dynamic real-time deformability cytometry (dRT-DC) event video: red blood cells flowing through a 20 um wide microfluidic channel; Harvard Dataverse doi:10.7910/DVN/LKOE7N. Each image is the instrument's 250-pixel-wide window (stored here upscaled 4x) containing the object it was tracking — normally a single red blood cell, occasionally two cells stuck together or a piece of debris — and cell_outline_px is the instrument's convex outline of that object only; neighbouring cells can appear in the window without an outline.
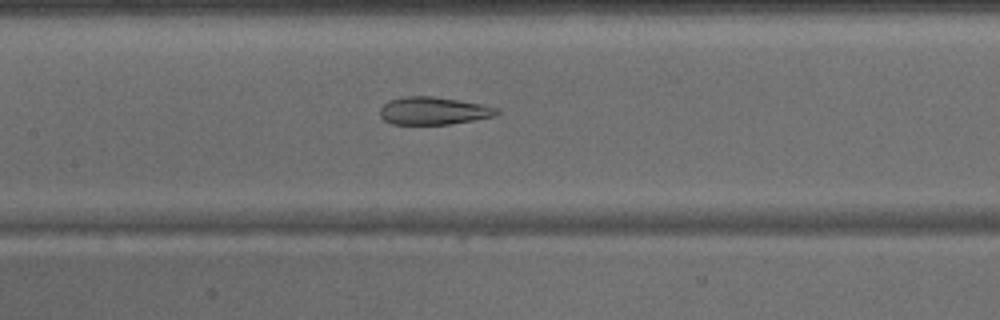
{"species": "common noctule bat (a hibernating species)", "species_latin": "Nyctalus noctula", "temperature_condition": "warm", "stored_images_in_passage": 45, "camera_frame_rate_fps": 3000, "um_per_image_px": 0.085, "animal": {"sex": "male", "body_mass_g": 15.6}, "frame": {"image": 1, "passage_image": 21, "time_ms": 6.667, "image_size_px": [1000, 320], "cell_outline_px": [[500, 112], [492, 116], [472, 120], [448, 124], [392, 124], [384, 120], [380, 116], [380, 108], [388, 100], [404, 96], [432, 96], [480, 104], [500, 108]], "centroid_in_image_um": [36.8, 9.41], "position_along_channel_um": 170.6, "area_um2": 18.67}}
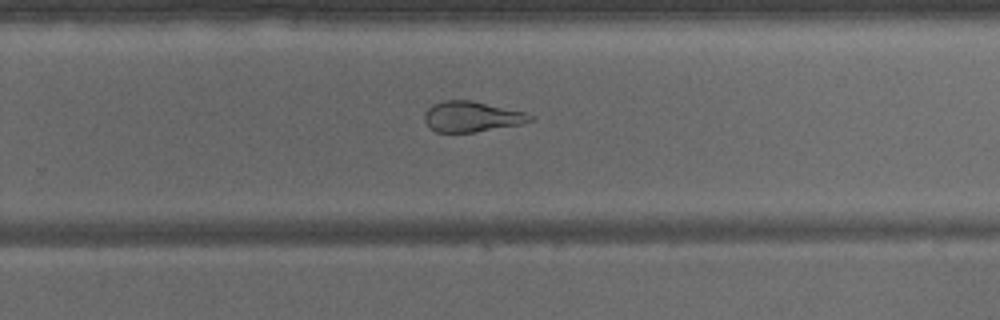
{"frame": {"image": 2, "passage_image": 29, "time_ms": 9.333, "image_size_px": [1000, 320], "cell_outline_px": [[536, 120], [520, 124], [472, 132], [436, 132], [428, 128], [424, 120], [424, 116], [428, 108], [432, 104], [440, 100], [472, 100], [524, 112], [536, 116]], "centroid_in_image_um": [40.08, 9.9], "position_along_channel_um": 289.7, "area_um2": 18.9}}
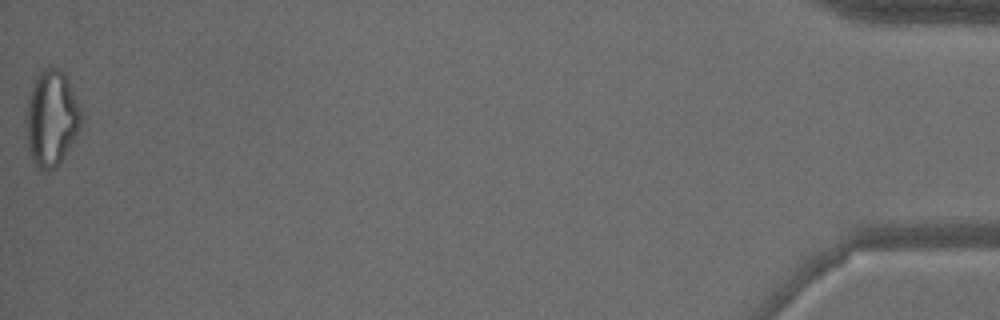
{"frame": {"image": 3, "passage_image": 45, "time_ms": 14.667, "image_size_px": [1000, 320], "cell_outline_px": [[84, 120], [76, 136], [60, 164], [56, 168], [48, 172], [40, 172], [28, 152], [24, 136], [28, 100], [36, 76], [44, 68], [60, 68], [64, 72], [72, 88], [80, 108]], "centroid_in_image_um": [4.37, 10.12], "position_along_channel_um": 430.8, "area_um2": 31.39}}